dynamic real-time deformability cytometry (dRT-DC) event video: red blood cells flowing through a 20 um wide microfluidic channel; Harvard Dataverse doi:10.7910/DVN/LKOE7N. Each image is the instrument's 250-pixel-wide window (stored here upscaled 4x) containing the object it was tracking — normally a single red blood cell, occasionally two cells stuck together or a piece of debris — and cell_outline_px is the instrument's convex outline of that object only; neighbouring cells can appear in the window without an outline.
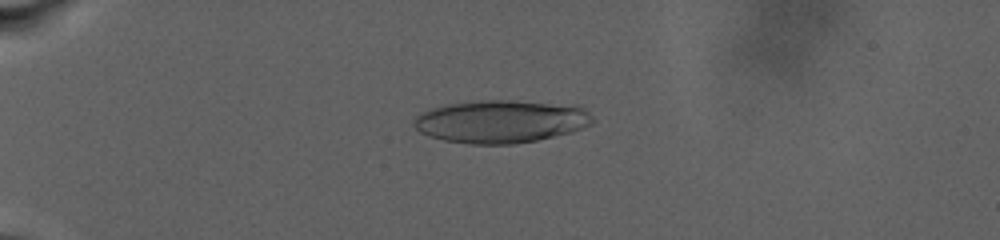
{"species": "human", "species_latin": "Homo sapiens", "temperature_condition": "warm", "stored_images_in_passage": 51, "camera_frame_rate_fps": 3000, "um_per_image_px": 0.085, "donor": {"sex": "male"}, "frame": {"image": 1, "passage_image": 13, "time_ms": 7.667, "image_size_px": [1000, 240], "cell_outline_px": [[596, 120], [592, 124], [572, 132], [536, 140], [512, 144], [468, 144], [444, 140], [428, 136], [420, 132], [412, 124], [416, 116], [432, 108], [444, 104], [480, 100], [508, 100], [576, 104], [588, 112]], "centroid_in_image_um": [42.6, 10.31], "position_along_channel_um": 42.4, "area_um2": 44.97}}
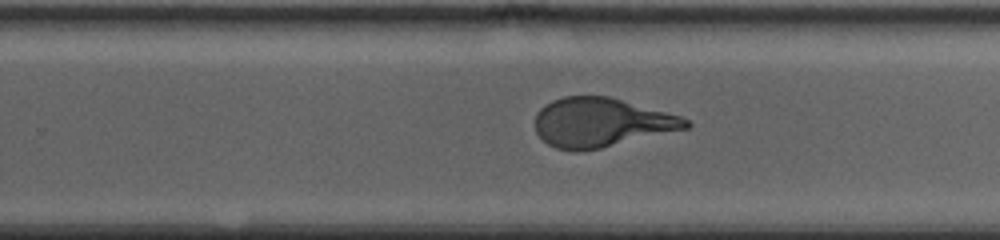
{"frame": {"image": 2, "passage_image": 35, "time_ms": 19.333, "image_size_px": [1000, 240], "cell_outline_px": [[692, 124], [688, 128], [600, 148], [580, 152], [572, 152], [556, 148], [548, 144], [536, 132], [536, 112], [540, 108], [552, 100], [564, 96], [608, 96], [680, 116], [688, 120]], "centroid_in_image_um": [51.07, 10.42], "position_along_channel_um": 278.7, "area_um2": 42.89}}
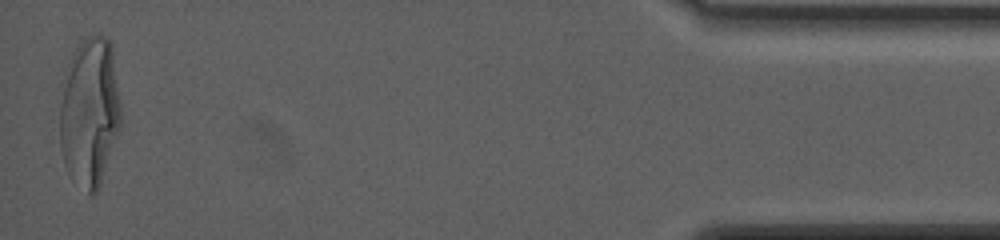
{"frame": {"image": 3, "passage_image": 51, "time_ms": 28.0, "image_size_px": [1000, 240], "cell_outline_px": [[120, 124], [100, 184], [96, 192], [92, 196], [88, 196], [68, 176], [64, 164], [60, 148], [60, 84], [68, 64], [76, 48], [88, 36], [108, 36], [112, 44], [120, 108]], "centroid_in_image_um": [7.58, 9.55], "position_along_channel_um": 427.6, "area_um2": 53.35}, "authors_computed_cell_mechanics": {"area_um2": 44.8528, "velocity_mm_per_s": 2.5275, "shape_relaxation_time_tau1_ms": 8.931, "shape_relaxation_time_tau2_ms": 1.2294, "deformation_change_tau1": 0.2953, "deformation_change_tau2": 0.0938}}